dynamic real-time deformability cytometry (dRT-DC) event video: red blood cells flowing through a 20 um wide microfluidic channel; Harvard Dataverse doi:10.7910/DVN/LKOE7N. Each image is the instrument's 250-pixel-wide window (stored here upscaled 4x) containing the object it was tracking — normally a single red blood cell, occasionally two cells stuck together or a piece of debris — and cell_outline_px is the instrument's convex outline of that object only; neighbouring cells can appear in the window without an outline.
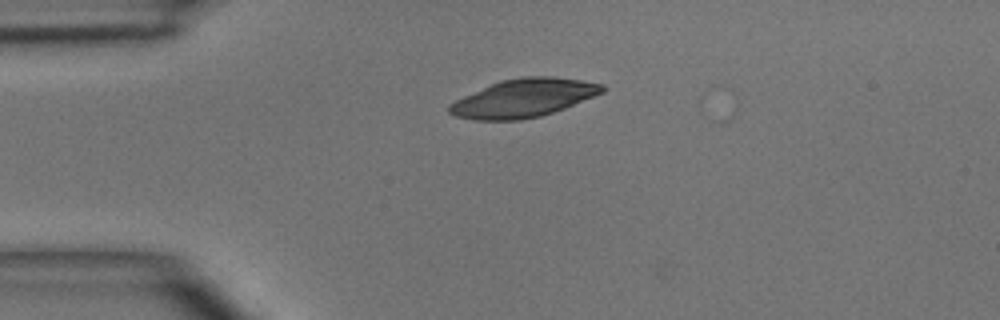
{"species": "common noctule bat (a hibernating species)", "species_latin": "Nyctalus noctula", "temperature_condition": "room temperature", "stored_images_in_passage": 4, "camera_frame_rate_fps": 3000, "um_per_image_px": 0.085, "animal": {"sex": "male", "body_mass_g": 15.6}, "frame": {"image": 1, "passage_image": 1, "time_ms": 0.0, "image_size_px": [1000, 320], "cell_outline_px": [[604, 92], [564, 108], [540, 116], [520, 120], [476, 120], [456, 116], [448, 112], [448, 104], [464, 96], [500, 80], [524, 76], [552, 76], [584, 80], [604, 84]], "centroid_in_image_um": [44.52, 8.33], "position_along_channel_um": 40.5, "area_um2": 33.93}}